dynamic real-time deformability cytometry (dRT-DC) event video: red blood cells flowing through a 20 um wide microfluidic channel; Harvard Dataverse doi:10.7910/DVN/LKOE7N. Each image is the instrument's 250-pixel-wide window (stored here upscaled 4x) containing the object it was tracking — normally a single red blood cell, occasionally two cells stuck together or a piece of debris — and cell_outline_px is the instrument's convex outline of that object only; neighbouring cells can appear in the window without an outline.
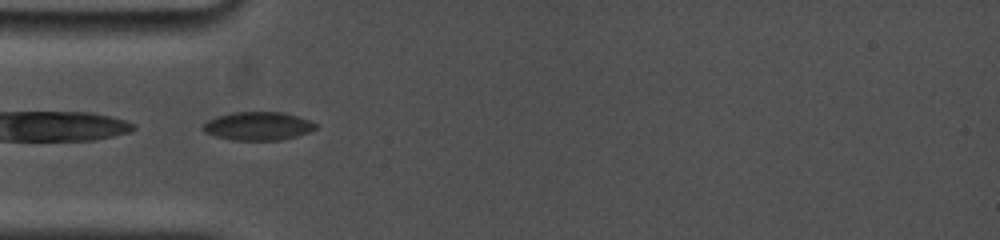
{"species": "common noctule bat (a hibernating species)", "species_latin": "Nyctalus noctula", "temperature_condition": "cold", "stored_images_in_passage": 29, "camera_frame_rate_fps": 5000, "um_per_image_px": 0.085, "animal": {"sex": "female", "body_mass_g": 19.0, "forearm_length_mm": 53.3}, "frame": {"image": 1, "passage_image": 1, "time_ms": 0.0, "image_size_px": [1000, 240], "cell_outline_px": [[316, 128], [308, 132], [296, 136], [280, 140], [232, 140], [216, 136], [204, 132], [200, 128], [208, 120], [216, 116], [232, 112], [284, 112], [308, 120], [316, 124]], "centroid_in_image_um": [21.88, 10.71], "position_along_channel_um": 63.1, "area_um2": 18.55}}
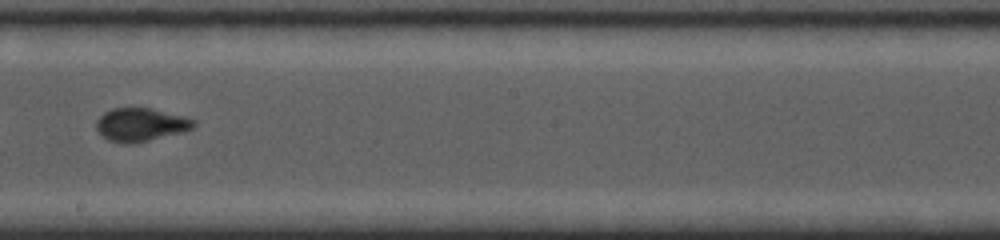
{"frame": {"image": 2, "passage_image": 13, "time_ms": 4.6, "image_size_px": [1000, 240], "cell_outline_px": [[196, 124], [192, 128], [184, 132], [132, 144], [124, 144], [108, 140], [100, 136], [96, 128], [96, 120], [104, 112], [112, 108], [152, 108], [184, 116], [196, 120]], "centroid_in_image_um": [11.95, 10.6], "position_along_channel_um": 236.3, "area_um2": 19.13}}
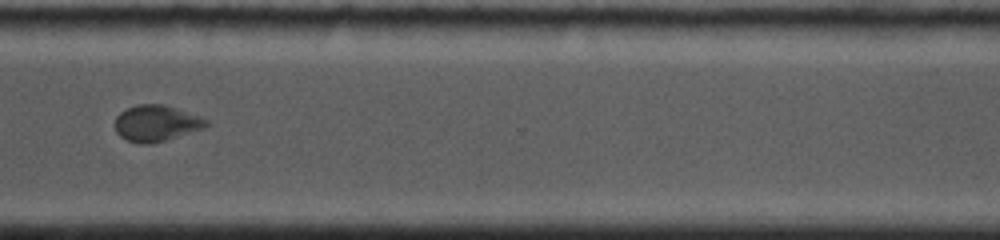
{"frame": {"image": 3, "passage_image": 21, "time_ms": 7.8, "image_size_px": [1000, 240], "cell_outline_px": [[212, 124], [204, 128], [164, 140], [148, 144], [140, 144], [128, 140], [120, 136], [116, 132], [116, 116], [120, 112], [136, 104], [164, 104], [200, 116], [208, 120]], "centroid_in_image_um": [13.3, 10.46], "position_along_channel_um": 357.3, "area_um2": 19.13}, "authors_computed_cell_mechanics": {"area_um2": 19.1318, "velocity_mm_per_s": 3.776, "shape_relaxation_time_tau1_ms": 5.6183, "shape_relaxation_time_tau2_ms": 1.0108, "deformation_change_tau1": 0.156, "deformation_change_tau2": 0.0339}}